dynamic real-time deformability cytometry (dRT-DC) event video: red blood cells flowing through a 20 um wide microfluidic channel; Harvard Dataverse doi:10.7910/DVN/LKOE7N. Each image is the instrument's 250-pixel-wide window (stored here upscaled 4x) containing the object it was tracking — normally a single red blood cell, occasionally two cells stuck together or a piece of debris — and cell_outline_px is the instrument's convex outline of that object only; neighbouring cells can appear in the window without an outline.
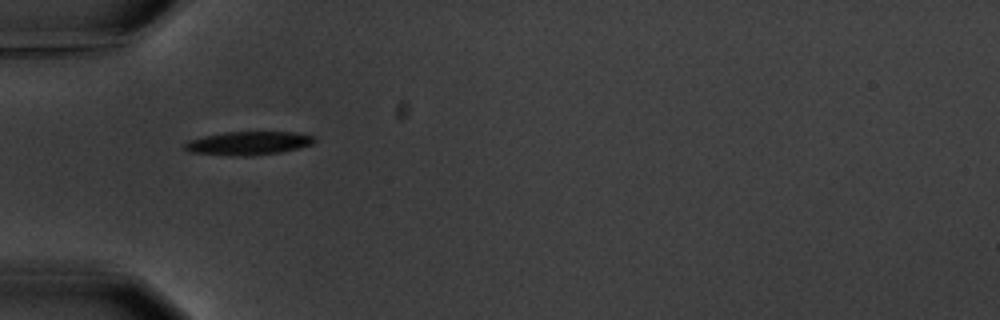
{"species": "common noctule bat (a hibernating species)", "species_latin": "Nyctalus noctula", "temperature_condition": "warm", "stored_images_in_passage": 2, "camera_frame_rate_fps": 3000, "um_per_image_px": 0.085, "animal": {"sex": "male", "body_mass_g": 20.1, "forearm_length_mm": 53.5}, "frame": {"image": 1, "passage_image": 1, "time_ms": 0.0, "image_size_px": [1000, 320], "cell_outline_px": [[316, 140], [312, 144], [300, 148], [280, 152], [256, 156], [232, 156], [188, 152], [184, 148], [184, 144], [188, 140], [204, 136], [224, 132], [296, 132], [316, 136]], "centroid_in_image_um": [21.13, 12.18], "position_along_channel_um": 63.9, "area_um2": 18.03}}
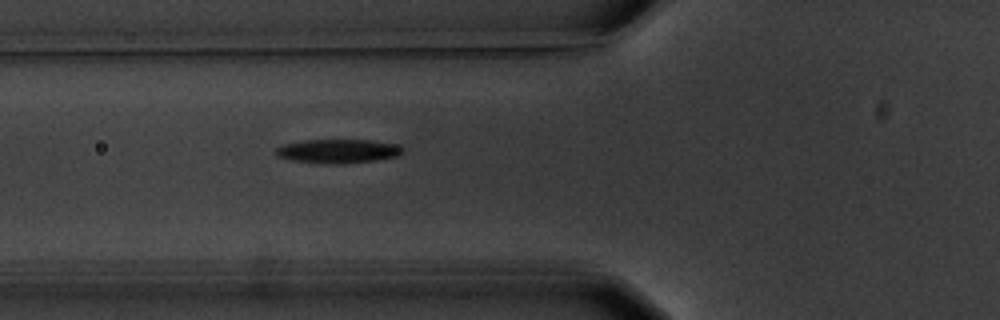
{"frame": {"image": 2, "passage_image": 2, "time_ms": 1.0, "image_size_px": [1000, 320], "cell_outline_px": [[404, 148], [400, 156], [376, 160], [340, 164], [320, 164], [292, 160], [276, 156], [276, 148], [284, 144], [304, 140], [368, 140], [396, 144]], "centroid_in_image_um": [28.73, 12.85], "position_along_channel_um": 97.1, "area_um2": 17.8}}